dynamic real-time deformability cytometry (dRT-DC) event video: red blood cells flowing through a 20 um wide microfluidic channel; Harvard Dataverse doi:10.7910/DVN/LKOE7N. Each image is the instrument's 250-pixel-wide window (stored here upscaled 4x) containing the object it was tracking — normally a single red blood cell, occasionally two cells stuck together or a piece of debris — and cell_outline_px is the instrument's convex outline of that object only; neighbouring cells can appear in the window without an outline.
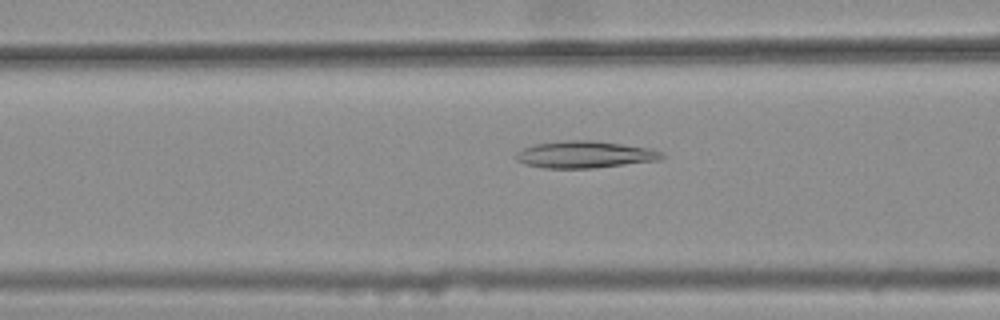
{"species": "common noctule bat (a hibernating species)", "species_latin": "Nyctalus noctula", "temperature_condition": "warm", "stored_images_in_passage": 45, "camera_frame_rate_fps": 3000, "um_per_image_px": 0.085, "animal": {"sex": "female", "body_mass_g": 25.1}, "frame": {"image": 1, "passage_image": 17, "time_ms": 5.333, "image_size_px": [1000, 320], "cell_outline_px": [[664, 156], [660, 160], [592, 168], [544, 168], [524, 164], [516, 160], [516, 152], [524, 148], [536, 144], [564, 140], [592, 140], [652, 148], [664, 152]], "centroid_in_image_um": [49.73, 13.13], "position_along_channel_um": 116.9, "area_um2": 22.95}}
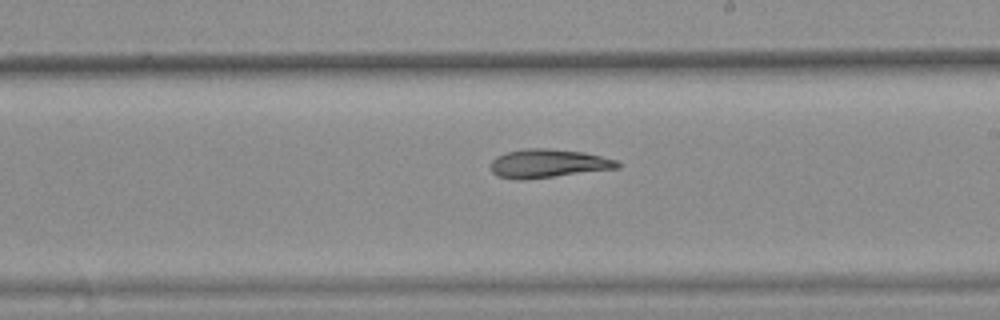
{"frame": {"image": 2, "passage_image": 27, "time_ms": 8.667, "image_size_px": [1000, 320], "cell_outline_px": [[620, 168], [520, 180], [516, 180], [496, 176], [492, 172], [492, 160], [496, 156], [504, 152], [524, 148], [548, 148], [584, 152], [616, 160], [620, 164]], "centroid_in_image_um": [46.55, 13.88], "position_along_channel_um": 242.4, "area_um2": 21.1}}
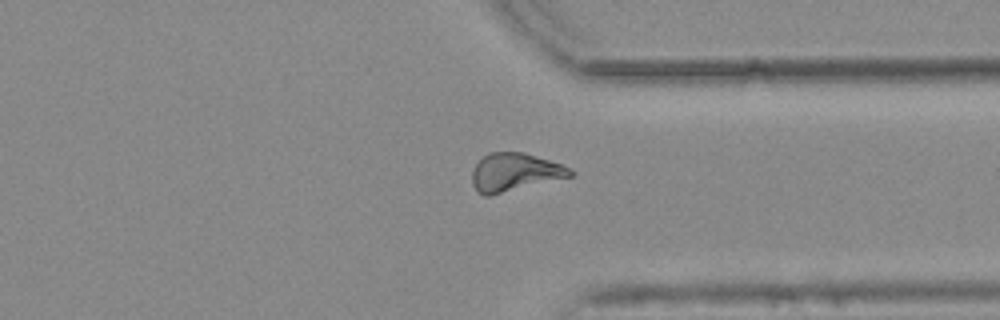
{"frame": {"image": 3, "passage_image": 37, "time_ms": 12.0, "image_size_px": [1000, 320], "cell_outline_px": [[576, 172], [572, 176], [488, 196], [484, 196], [472, 184], [472, 172], [476, 164], [488, 152], [524, 152], [572, 168]], "centroid_in_image_um": [43.76, 14.63], "position_along_channel_um": 367.6, "area_um2": 21.56}, "authors_computed_cell_mechanics": {"area_um2": 21.2704, "velocity_mm_per_s": 3.772, "shape_relaxation_time_tau1_ms": null, "shape_relaxation_time_tau2_ms": 4.8155, "deformation_change_tau1": null, "deformation_change_tau2": 0.116}}